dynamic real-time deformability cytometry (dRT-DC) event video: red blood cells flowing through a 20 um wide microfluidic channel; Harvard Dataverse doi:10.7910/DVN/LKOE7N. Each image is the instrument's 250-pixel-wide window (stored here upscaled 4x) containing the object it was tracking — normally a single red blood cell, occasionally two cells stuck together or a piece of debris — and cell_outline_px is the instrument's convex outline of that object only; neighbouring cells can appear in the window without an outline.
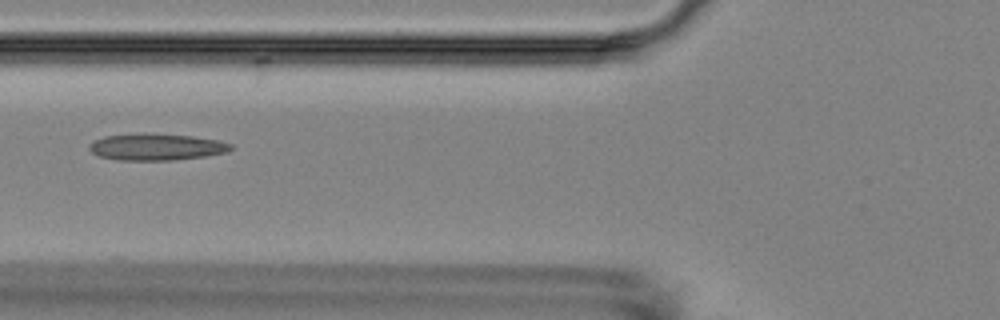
{"species": "Egyptian fruit bat (a non-hibernating species)", "species_latin": "Rousettus aegyptiacus", "temperature_condition": "room temperature", "stored_images_in_passage": 6, "camera_frame_rate_fps": 3000, "um_per_image_px": 0.085, "animal": {"sex": "female"}, "frame": {"image": 1, "passage_image": 3, "time_ms": 2.667, "image_size_px": [1000, 320], "cell_outline_px": [[232, 148], [228, 152], [204, 156], [172, 160], [120, 160], [100, 156], [92, 152], [88, 148], [96, 140], [104, 136], [144, 132], [192, 136], [220, 140], [232, 144]], "centroid_in_image_um": [13.33, 12.47], "position_along_channel_um": 112.5, "area_um2": 22.02}}
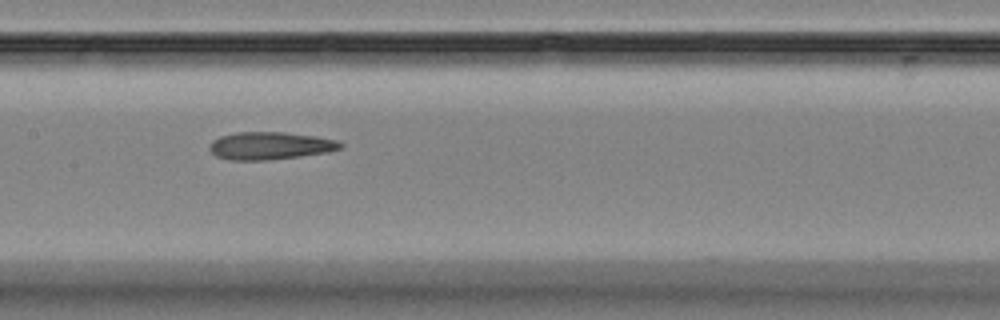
{"frame": {"image": 2, "passage_image": 5, "time_ms": 4.667, "image_size_px": [1000, 320], "cell_outline_px": [[344, 144], [340, 148], [328, 152], [300, 156], [268, 160], [228, 160], [216, 156], [208, 148], [208, 144], [212, 140], [220, 136], [236, 132], [284, 132], [316, 136], [336, 140]], "centroid_in_image_um": [22.92, 12.38], "position_along_channel_um": 184.5, "area_um2": 21.15}}
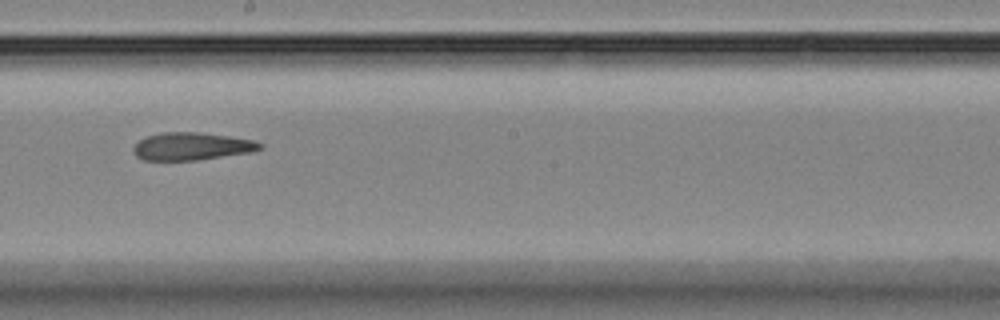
{"frame": {"image": 3, "passage_image": 6, "time_ms": 6.0, "image_size_px": [1000, 320], "cell_outline_px": [[264, 148], [252, 152], [196, 160], [144, 160], [136, 156], [132, 152], [132, 148], [144, 136], [160, 132], [200, 132], [228, 136], [252, 140], [264, 144]], "centroid_in_image_um": [16.28, 12.43], "position_along_channel_um": 231.9, "area_um2": 20.52}}